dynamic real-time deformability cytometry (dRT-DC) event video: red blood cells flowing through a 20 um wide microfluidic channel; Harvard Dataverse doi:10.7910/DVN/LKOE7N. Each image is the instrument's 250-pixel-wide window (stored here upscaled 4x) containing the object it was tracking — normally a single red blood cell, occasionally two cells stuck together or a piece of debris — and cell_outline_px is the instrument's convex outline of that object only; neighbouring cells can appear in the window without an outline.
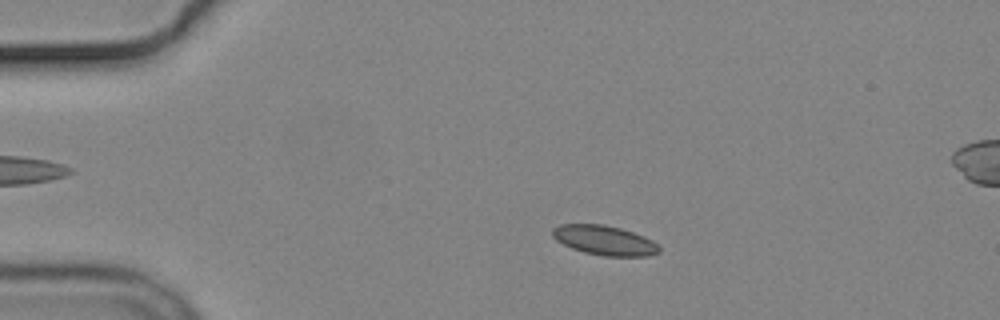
{"species": "common noctule bat (a hibernating species)", "species_latin": "Nyctalus noctula", "temperature_condition": "cold", "stored_images_in_passage": 8, "camera_frame_rate_fps": 3000, "um_per_image_px": 0.085, "animal": {"sex": "male", "body_mass_g": 19.2, "forearm_length_mm": 51.8}, "frame": {"image": 1, "passage_image": 4, "time_ms": 3.333, "image_size_px": [1000, 320], "cell_outline_px": [[660, 252], [648, 256], [604, 256], [584, 252], [572, 248], [556, 240], [552, 236], [552, 228], [560, 224], [604, 224], [620, 228], [644, 236], [652, 240], [660, 248]], "centroid_in_image_um": [51.37, 20.42], "position_along_channel_um": 33.6, "area_um2": 18.38}}
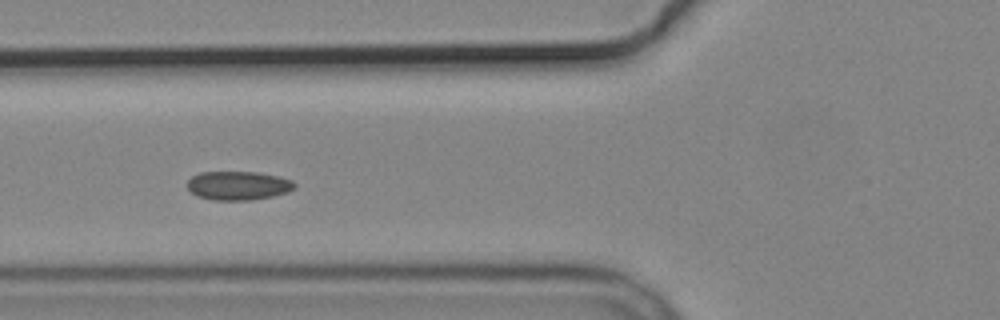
{"frame": {"image": 2, "passage_image": 7, "time_ms": 6.667, "image_size_px": [1000, 320], "cell_outline_px": [[296, 184], [288, 192], [272, 196], [248, 200], [212, 200], [196, 196], [188, 188], [188, 180], [192, 176], [200, 172], [256, 172], [276, 176], [292, 180]], "centroid_in_image_um": [20.21, 15.77], "position_along_channel_um": 105.6, "area_um2": 17.86}}
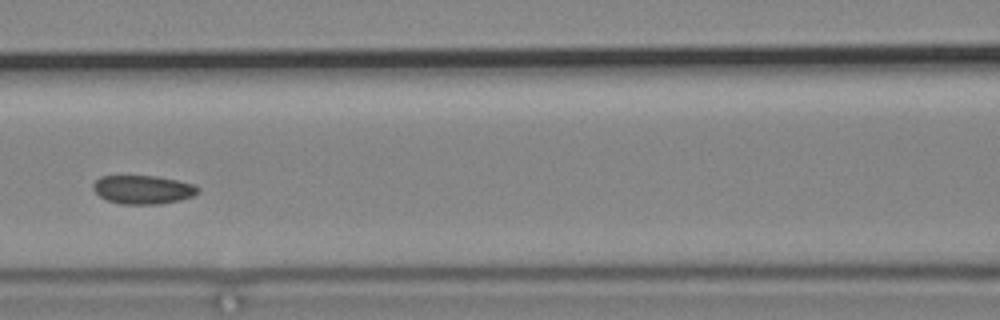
{"frame": {"image": 3, "passage_image": 8, "time_ms": 8.0, "image_size_px": [1000, 320], "cell_outline_px": [[200, 192], [192, 196], [180, 200], [160, 204], [120, 204], [108, 200], [100, 196], [92, 188], [92, 184], [100, 176], [156, 176], [196, 184], [200, 188]], "centroid_in_image_um": [12.18, 16.11], "position_along_channel_um": 154.4, "area_um2": 17.57}}